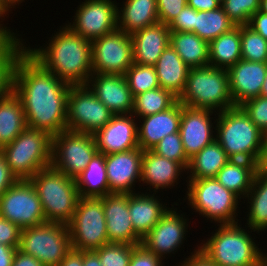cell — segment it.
Segmentation results:
<instances>
[{"label": "cell", "mask_w": 267, "mask_h": 266, "mask_svg": "<svg viewBox=\"0 0 267 266\" xmlns=\"http://www.w3.org/2000/svg\"><path fill=\"white\" fill-rule=\"evenodd\" d=\"M70 85L46 70L26 50L14 66L13 92L23 104L27 127L52 137L67 130Z\"/></svg>", "instance_id": "6da1fadb"}, {"label": "cell", "mask_w": 267, "mask_h": 266, "mask_svg": "<svg viewBox=\"0 0 267 266\" xmlns=\"http://www.w3.org/2000/svg\"><path fill=\"white\" fill-rule=\"evenodd\" d=\"M48 43L45 48L41 46L31 49L25 46V50L66 84L86 85L93 74L91 41L64 25L49 38Z\"/></svg>", "instance_id": "7a4b0ae2"}, {"label": "cell", "mask_w": 267, "mask_h": 266, "mask_svg": "<svg viewBox=\"0 0 267 266\" xmlns=\"http://www.w3.org/2000/svg\"><path fill=\"white\" fill-rule=\"evenodd\" d=\"M215 140L233 160H246L260 167L266 151V136L240 106L217 115Z\"/></svg>", "instance_id": "3957f363"}, {"label": "cell", "mask_w": 267, "mask_h": 266, "mask_svg": "<svg viewBox=\"0 0 267 266\" xmlns=\"http://www.w3.org/2000/svg\"><path fill=\"white\" fill-rule=\"evenodd\" d=\"M238 224H218V230L197 247L215 266H261L263 251L248 234L255 231Z\"/></svg>", "instance_id": "277c9868"}, {"label": "cell", "mask_w": 267, "mask_h": 266, "mask_svg": "<svg viewBox=\"0 0 267 266\" xmlns=\"http://www.w3.org/2000/svg\"><path fill=\"white\" fill-rule=\"evenodd\" d=\"M178 101L185 106L222 112L235 107L227 69L212 66L190 68Z\"/></svg>", "instance_id": "5b68a950"}, {"label": "cell", "mask_w": 267, "mask_h": 266, "mask_svg": "<svg viewBox=\"0 0 267 266\" xmlns=\"http://www.w3.org/2000/svg\"><path fill=\"white\" fill-rule=\"evenodd\" d=\"M36 189L46 222L68 224L80 198L75 179L51 166L29 179Z\"/></svg>", "instance_id": "8992f818"}, {"label": "cell", "mask_w": 267, "mask_h": 266, "mask_svg": "<svg viewBox=\"0 0 267 266\" xmlns=\"http://www.w3.org/2000/svg\"><path fill=\"white\" fill-rule=\"evenodd\" d=\"M52 139L47 132L26 127L2 147L1 152L17 180H29L38 171L51 166Z\"/></svg>", "instance_id": "52a82bcc"}, {"label": "cell", "mask_w": 267, "mask_h": 266, "mask_svg": "<svg viewBox=\"0 0 267 266\" xmlns=\"http://www.w3.org/2000/svg\"><path fill=\"white\" fill-rule=\"evenodd\" d=\"M188 205L210 222L223 224L238 223L237 208L240 198L221 185L216 178L186 180ZM212 219V220H211ZM237 220V221H235Z\"/></svg>", "instance_id": "ba28073f"}, {"label": "cell", "mask_w": 267, "mask_h": 266, "mask_svg": "<svg viewBox=\"0 0 267 266\" xmlns=\"http://www.w3.org/2000/svg\"><path fill=\"white\" fill-rule=\"evenodd\" d=\"M18 249L45 266H57L72 249L68 226L46 222L23 228Z\"/></svg>", "instance_id": "9c48e42d"}, {"label": "cell", "mask_w": 267, "mask_h": 266, "mask_svg": "<svg viewBox=\"0 0 267 266\" xmlns=\"http://www.w3.org/2000/svg\"><path fill=\"white\" fill-rule=\"evenodd\" d=\"M67 226L71 247L74 250L94 251L108 244L103 197H80L74 215Z\"/></svg>", "instance_id": "30bf717a"}, {"label": "cell", "mask_w": 267, "mask_h": 266, "mask_svg": "<svg viewBox=\"0 0 267 266\" xmlns=\"http://www.w3.org/2000/svg\"><path fill=\"white\" fill-rule=\"evenodd\" d=\"M97 152L93 134L65 130L53 136L51 167L75 179Z\"/></svg>", "instance_id": "8fae6325"}, {"label": "cell", "mask_w": 267, "mask_h": 266, "mask_svg": "<svg viewBox=\"0 0 267 266\" xmlns=\"http://www.w3.org/2000/svg\"><path fill=\"white\" fill-rule=\"evenodd\" d=\"M113 116L87 84L70 87L67 98V130L94 134Z\"/></svg>", "instance_id": "7c38bea8"}, {"label": "cell", "mask_w": 267, "mask_h": 266, "mask_svg": "<svg viewBox=\"0 0 267 266\" xmlns=\"http://www.w3.org/2000/svg\"><path fill=\"white\" fill-rule=\"evenodd\" d=\"M0 216L21 229L46 223L40 198L30 180H17L0 196Z\"/></svg>", "instance_id": "4fadbf2b"}, {"label": "cell", "mask_w": 267, "mask_h": 266, "mask_svg": "<svg viewBox=\"0 0 267 266\" xmlns=\"http://www.w3.org/2000/svg\"><path fill=\"white\" fill-rule=\"evenodd\" d=\"M91 44L93 73L124 75L134 63L131 36L122 30L96 38Z\"/></svg>", "instance_id": "5bb4252c"}, {"label": "cell", "mask_w": 267, "mask_h": 266, "mask_svg": "<svg viewBox=\"0 0 267 266\" xmlns=\"http://www.w3.org/2000/svg\"><path fill=\"white\" fill-rule=\"evenodd\" d=\"M117 5L112 0H85L73 16L74 22L65 25L72 32L93 41L118 29Z\"/></svg>", "instance_id": "9a60e30c"}, {"label": "cell", "mask_w": 267, "mask_h": 266, "mask_svg": "<svg viewBox=\"0 0 267 266\" xmlns=\"http://www.w3.org/2000/svg\"><path fill=\"white\" fill-rule=\"evenodd\" d=\"M188 218L169 208L160 221L142 238L141 244L150 252L164 259L177 252L186 240ZM176 250V251H175Z\"/></svg>", "instance_id": "2e32d148"}, {"label": "cell", "mask_w": 267, "mask_h": 266, "mask_svg": "<svg viewBox=\"0 0 267 266\" xmlns=\"http://www.w3.org/2000/svg\"><path fill=\"white\" fill-rule=\"evenodd\" d=\"M213 113L215 116L218 115L213 110L182 105L179 132L188 159L215 140L213 134L216 133L213 129H216V127L213 124L216 123H212L211 120H214V118L210 117Z\"/></svg>", "instance_id": "e0dca14e"}, {"label": "cell", "mask_w": 267, "mask_h": 266, "mask_svg": "<svg viewBox=\"0 0 267 266\" xmlns=\"http://www.w3.org/2000/svg\"><path fill=\"white\" fill-rule=\"evenodd\" d=\"M143 150L135 148L126 152L105 155L109 194L134 193L135 183L141 180ZM138 180V181H137Z\"/></svg>", "instance_id": "ac0fdd59"}, {"label": "cell", "mask_w": 267, "mask_h": 266, "mask_svg": "<svg viewBox=\"0 0 267 266\" xmlns=\"http://www.w3.org/2000/svg\"><path fill=\"white\" fill-rule=\"evenodd\" d=\"M133 114L114 115L93 136L98 152L104 155L139 148L137 122Z\"/></svg>", "instance_id": "d6986e66"}, {"label": "cell", "mask_w": 267, "mask_h": 266, "mask_svg": "<svg viewBox=\"0 0 267 266\" xmlns=\"http://www.w3.org/2000/svg\"><path fill=\"white\" fill-rule=\"evenodd\" d=\"M87 85L114 115L132 114L134 97L124 75L93 73Z\"/></svg>", "instance_id": "ffe728a7"}, {"label": "cell", "mask_w": 267, "mask_h": 266, "mask_svg": "<svg viewBox=\"0 0 267 266\" xmlns=\"http://www.w3.org/2000/svg\"><path fill=\"white\" fill-rule=\"evenodd\" d=\"M109 243L140 245L142 238L134 231L128 208V194L110 193L103 197Z\"/></svg>", "instance_id": "44dd1931"}, {"label": "cell", "mask_w": 267, "mask_h": 266, "mask_svg": "<svg viewBox=\"0 0 267 266\" xmlns=\"http://www.w3.org/2000/svg\"><path fill=\"white\" fill-rule=\"evenodd\" d=\"M267 62L239 60L227 69L230 92L235 106L260 96L265 81Z\"/></svg>", "instance_id": "7402d4cb"}, {"label": "cell", "mask_w": 267, "mask_h": 266, "mask_svg": "<svg viewBox=\"0 0 267 266\" xmlns=\"http://www.w3.org/2000/svg\"><path fill=\"white\" fill-rule=\"evenodd\" d=\"M182 104L177 101L172 107L162 112L141 117L137 127L138 144L142 150H152L166 135L179 132Z\"/></svg>", "instance_id": "603a6c76"}, {"label": "cell", "mask_w": 267, "mask_h": 266, "mask_svg": "<svg viewBox=\"0 0 267 266\" xmlns=\"http://www.w3.org/2000/svg\"><path fill=\"white\" fill-rule=\"evenodd\" d=\"M170 32L168 25L158 22L130 35L134 63L154 66L170 44Z\"/></svg>", "instance_id": "cb8c5ba5"}, {"label": "cell", "mask_w": 267, "mask_h": 266, "mask_svg": "<svg viewBox=\"0 0 267 266\" xmlns=\"http://www.w3.org/2000/svg\"><path fill=\"white\" fill-rule=\"evenodd\" d=\"M186 169L179 163L157 155L152 150H143L141 180L156 194L159 189H166L178 184L179 175ZM182 172V173H181Z\"/></svg>", "instance_id": "d4e9b609"}, {"label": "cell", "mask_w": 267, "mask_h": 266, "mask_svg": "<svg viewBox=\"0 0 267 266\" xmlns=\"http://www.w3.org/2000/svg\"><path fill=\"white\" fill-rule=\"evenodd\" d=\"M158 197V198H157ZM155 193L134 192L128 194V208L134 231L143 238L161 219L170 207L162 203ZM164 204V205H163Z\"/></svg>", "instance_id": "484cf974"}, {"label": "cell", "mask_w": 267, "mask_h": 266, "mask_svg": "<svg viewBox=\"0 0 267 266\" xmlns=\"http://www.w3.org/2000/svg\"><path fill=\"white\" fill-rule=\"evenodd\" d=\"M154 67L160 88L172 92L179 98L185 89L190 67L170 45L164 49Z\"/></svg>", "instance_id": "4316f807"}, {"label": "cell", "mask_w": 267, "mask_h": 266, "mask_svg": "<svg viewBox=\"0 0 267 266\" xmlns=\"http://www.w3.org/2000/svg\"><path fill=\"white\" fill-rule=\"evenodd\" d=\"M118 8V29L129 35L159 22L156 0H126Z\"/></svg>", "instance_id": "83f0119b"}, {"label": "cell", "mask_w": 267, "mask_h": 266, "mask_svg": "<svg viewBox=\"0 0 267 266\" xmlns=\"http://www.w3.org/2000/svg\"><path fill=\"white\" fill-rule=\"evenodd\" d=\"M260 169L257 163L230 159L215 177L226 189L244 199L252 187L255 174ZM242 197V198H241Z\"/></svg>", "instance_id": "f1b7e54d"}, {"label": "cell", "mask_w": 267, "mask_h": 266, "mask_svg": "<svg viewBox=\"0 0 267 266\" xmlns=\"http://www.w3.org/2000/svg\"><path fill=\"white\" fill-rule=\"evenodd\" d=\"M81 198H101L109 194L105 155L97 152L87 167L75 178Z\"/></svg>", "instance_id": "f546056e"}, {"label": "cell", "mask_w": 267, "mask_h": 266, "mask_svg": "<svg viewBox=\"0 0 267 266\" xmlns=\"http://www.w3.org/2000/svg\"><path fill=\"white\" fill-rule=\"evenodd\" d=\"M190 68L209 66V43L193 32H170L169 44Z\"/></svg>", "instance_id": "4dcf8cb0"}, {"label": "cell", "mask_w": 267, "mask_h": 266, "mask_svg": "<svg viewBox=\"0 0 267 266\" xmlns=\"http://www.w3.org/2000/svg\"><path fill=\"white\" fill-rule=\"evenodd\" d=\"M221 145L214 140L189 159L187 180L215 178L218 171L229 161ZM189 171V172H188Z\"/></svg>", "instance_id": "1f68e13d"}, {"label": "cell", "mask_w": 267, "mask_h": 266, "mask_svg": "<svg viewBox=\"0 0 267 266\" xmlns=\"http://www.w3.org/2000/svg\"><path fill=\"white\" fill-rule=\"evenodd\" d=\"M26 127L23 104L12 90L0 99V144L11 143Z\"/></svg>", "instance_id": "d6a6232c"}, {"label": "cell", "mask_w": 267, "mask_h": 266, "mask_svg": "<svg viewBox=\"0 0 267 266\" xmlns=\"http://www.w3.org/2000/svg\"><path fill=\"white\" fill-rule=\"evenodd\" d=\"M241 59V26L209 43V66L228 69Z\"/></svg>", "instance_id": "836d02e7"}, {"label": "cell", "mask_w": 267, "mask_h": 266, "mask_svg": "<svg viewBox=\"0 0 267 266\" xmlns=\"http://www.w3.org/2000/svg\"><path fill=\"white\" fill-rule=\"evenodd\" d=\"M248 199L249 210L247 224L258 234L267 229V174L260 168L255 174L253 184L245 200ZM250 200V201H249Z\"/></svg>", "instance_id": "e575fe53"}, {"label": "cell", "mask_w": 267, "mask_h": 266, "mask_svg": "<svg viewBox=\"0 0 267 266\" xmlns=\"http://www.w3.org/2000/svg\"><path fill=\"white\" fill-rule=\"evenodd\" d=\"M235 27L236 25L229 19L222 6L214 10H195L193 33L208 43Z\"/></svg>", "instance_id": "d590c367"}, {"label": "cell", "mask_w": 267, "mask_h": 266, "mask_svg": "<svg viewBox=\"0 0 267 266\" xmlns=\"http://www.w3.org/2000/svg\"><path fill=\"white\" fill-rule=\"evenodd\" d=\"M177 101L178 97L172 92L159 87L136 95L132 114L137 120L167 110Z\"/></svg>", "instance_id": "8d00e7d4"}, {"label": "cell", "mask_w": 267, "mask_h": 266, "mask_svg": "<svg viewBox=\"0 0 267 266\" xmlns=\"http://www.w3.org/2000/svg\"><path fill=\"white\" fill-rule=\"evenodd\" d=\"M124 76L133 97L160 87L154 66L133 63Z\"/></svg>", "instance_id": "74e56055"}, {"label": "cell", "mask_w": 267, "mask_h": 266, "mask_svg": "<svg viewBox=\"0 0 267 266\" xmlns=\"http://www.w3.org/2000/svg\"><path fill=\"white\" fill-rule=\"evenodd\" d=\"M24 40L18 38L0 56V99L6 97L13 90L14 66L19 55L25 50Z\"/></svg>", "instance_id": "f35d334b"}, {"label": "cell", "mask_w": 267, "mask_h": 266, "mask_svg": "<svg viewBox=\"0 0 267 266\" xmlns=\"http://www.w3.org/2000/svg\"><path fill=\"white\" fill-rule=\"evenodd\" d=\"M241 58L246 61L267 62V40L248 25L241 26Z\"/></svg>", "instance_id": "ab89813d"}, {"label": "cell", "mask_w": 267, "mask_h": 266, "mask_svg": "<svg viewBox=\"0 0 267 266\" xmlns=\"http://www.w3.org/2000/svg\"><path fill=\"white\" fill-rule=\"evenodd\" d=\"M137 245L108 243L94 250L102 266H129L132 251Z\"/></svg>", "instance_id": "60d3db41"}, {"label": "cell", "mask_w": 267, "mask_h": 266, "mask_svg": "<svg viewBox=\"0 0 267 266\" xmlns=\"http://www.w3.org/2000/svg\"><path fill=\"white\" fill-rule=\"evenodd\" d=\"M221 6L236 26H243L259 11L260 0H223Z\"/></svg>", "instance_id": "b9f144b4"}, {"label": "cell", "mask_w": 267, "mask_h": 266, "mask_svg": "<svg viewBox=\"0 0 267 266\" xmlns=\"http://www.w3.org/2000/svg\"><path fill=\"white\" fill-rule=\"evenodd\" d=\"M157 155L179 162L185 169L189 164V159L185 153L180 132L166 135L152 149Z\"/></svg>", "instance_id": "7bdbcfd3"}, {"label": "cell", "mask_w": 267, "mask_h": 266, "mask_svg": "<svg viewBox=\"0 0 267 266\" xmlns=\"http://www.w3.org/2000/svg\"><path fill=\"white\" fill-rule=\"evenodd\" d=\"M240 107L256 127L267 136V98L258 96L245 101Z\"/></svg>", "instance_id": "ee69618b"}, {"label": "cell", "mask_w": 267, "mask_h": 266, "mask_svg": "<svg viewBox=\"0 0 267 266\" xmlns=\"http://www.w3.org/2000/svg\"><path fill=\"white\" fill-rule=\"evenodd\" d=\"M159 22L169 25L177 17L187 0H156Z\"/></svg>", "instance_id": "f6af8a7d"}, {"label": "cell", "mask_w": 267, "mask_h": 266, "mask_svg": "<svg viewBox=\"0 0 267 266\" xmlns=\"http://www.w3.org/2000/svg\"><path fill=\"white\" fill-rule=\"evenodd\" d=\"M21 228L0 216V244L19 248Z\"/></svg>", "instance_id": "bcb514c9"}, {"label": "cell", "mask_w": 267, "mask_h": 266, "mask_svg": "<svg viewBox=\"0 0 267 266\" xmlns=\"http://www.w3.org/2000/svg\"><path fill=\"white\" fill-rule=\"evenodd\" d=\"M194 25L195 9L187 4L177 15V17L170 22L168 28L170 31L193 32Z\"/></svg>", "instance_id": "7dc6e473"}, {"label": "cell", "mask_w": 267, "mask_h": 266, "mask_svg": "<svg viewBox=\"0 0 267 266\" xmlns=\"http://www.w3.org/2000/svg\"><path fill=\"white\" fill-rule=\"evenodd\" d=\"M162 260L140 244L133 249L129 266H163Z\"/></svg>", "instance_id": "c3c4849f"}, {"label": "cell", "mask_w": 267, "mask_h": 266, "mask_svg": "<svg viewBox=\"0 0 267 266\" xmlns=\"http://www.w3.org/2000/svg\"><path fill=\"white\" fill-rule=\"evenodd\" d=\"M16 181L17 178L11 173L4 155L0 152V196Z\"/></svg>", "instance_id": "681fc988"}, {"label": "cell", "mask_w": 267, "mask_h": 266, "mask_svg": "<svg viewBox=\"0 0 267 266\" xmlns=\"http://www.w3.org/2000/svg\"><path fill=\"white\" fill-rule=\"evenodd\" d=\"M248 26L267 40V14L257 11L252 15Z\"/></svg>", "instance_id": "f907efd6"}, {"label": "cell", "mask_w": 267, "mask_h": 266, "mask_svg": "<svg viewBox=\"0 0 267 266\" xmlns=\"http://www.w3.org/2000/svg\"><path fill=\"white\" fill-rule=\"evenodd\" d=\"M191 256L177 264V266H215L199 249H194ZM181 264V265H180Z\"/></svg>", "instance_id": "816d5d0a"}, {"label": "cell", "mask_w": 267, "mask_h": 266, "mask_svg": "<svg viewBox=\"0 0 267 266\" xmlns=\"http://www.w3.org/2000/svg\"><path fill=\"white\" fill-rule=\"evenodd\" d=\"M3 21H0V23ZM17 33H14L8 27H4L3 24H0V56L18 39L16 36Z\"/></svg>", "instance_id": "f5cc1de1"}, {"label": "cell", "mask_w": 267, "mask_h": 266, "mask_svg": "<svg viewBox=\"0 0 267 266\" xmlns=\"http://www.w3.org/2000/svg\"><path fill=\"white\" fill-rule=\"evenodd\" d=\"M12 266H45L35 257L25 254L19 249L16 250Z\"/></svg>", "instance_id": "db71d44e"}, {"label": "cell", "mask_w": 267, "mask_h": 266, "mask_svg": "<svg viewBox=\"0 0 267 266\" xmlns=\"http://www.w3.org/2000/svg\"><path fill=\"white\" fill-rule=\"evenodd\" d=\"M57 266H83V251L71 249Z\"/></svg>", "instance_id": "11a10c76"}, {"label": "cell", "mask_w": 267, "mask_h": 266, "mask_svg": "<svg viewBox=\"0 0 267 266\" xmlns=\"http://www.w3.org/2000/svg\"><path fill=\"white\" fill-rule=\"evenodd\" d=\"M187 4L197 11L214 10L221 6L217 0H187Z\"/></svg>", "instance_id": "9f6ffc18"}, {"label": "cell", "mask_w": 267, "mask_h": 266, "mask_svg": "<svg viewBox=\"0 0 267 266\" xmlns=\"http://www.w3.org/2000/svg\"><path fill=\"white\" fill-rule=\"evenodd\" d=\"M18 248L0 244V266H12Z\"/></svg>", "instance_id": "6f0895ef"}, {"label": "cell", "mask_w": 267, "mask_h": 266, "mask_svg": "<svg viewBox=\"0 0 267 266\" xmlns=\"http://www.w3.org/2000/svg\"><path fill=\"white\" fill-rule=\"evenodd\" d=\"M83 266H102L95 251H83Z\"/></svg>", "instance_id": "680465c9"}, {"label": "cell", "mask_w": 267, "mask_h": 266, "mask_svg": "<svg viewBox=\"0 0 267 266\" xmlns=\"http://www.w3.org/2000/svg\"><path fill=\"white\" fill-rule=\"evenodd\" d=\"M22 1L24 2V0H0V9L5 15H8L11 11L10 8H16V5L19 6Z\"/></svg>", "instance_id": "91938a15"}, {"label": "cell", "mask_w": 267, "mask_h": 266, "mask_svg": "<svg viewBox=\"0 0 267 266\" xmlns=\"http://www.w3.org/2000/svg\"><path fill=\"white\" fill-rule=\"evenodd\" d=\"M260 96L267 98V70H266L265 81L263 82L262 90L260 92Z\"/></svg>", "instance_id": "94428289"}, {"label": "cell", "mask_w": 267, "mask_h": 266, "mask_svg": "<svg viewBox=\"0 0 267 266\" xmlns=\"http://www.w3.org/2000/svg\"><path fill=\"white\" fill-rule=\"evenodd\" d=\"M259 11L267 14V0H260Z\"/></svg>", "instance_id": "6125c7cd"}, {"label": "cell", "mask_w": 267, "mask_h": 266, "mask_svg": "<svg viewBox=\"0 0 267 266\" xmlns=\"http://www.w3.org/2000/svg\"><path fill=\"white\" fill-rule=\"evenodd\" d=\"M260 168L267 174V152H265L264 160Z\"/></svg>", "instance_id": "be15d7a7"}, {"label": "cell", "mask_w": 267, "mask_h": 266, "mask_svg": "<svg viewBox=\"0 0 267 266\" xmlns=\"http://www.w3.org/2000/svg\"><path fill=\"white\" fill-rule=\"evenodd\" d=\"M261 266H267V253H262L261 256Z\"/></svg>", "instance_id": "e7e4bbea"}, {"label": "cell", "mask_w": 267, "mask_h": 266, "mask_svg": "<svg viewBox=\"0 0 267 266\" xmlns=\"http://www.w3.org/2000/svg\"><path fill=\"white\" fill-rule=\"evenodd\" d=\"M5 14L1 11V9H0V19L2 20L3 18H5ZM3 17V18H2Z\"/></svg>", "instance_id": "03108f58"}, {"label": "cell", "mask_w": 267, "mask_h": 266, "mask_svg": "<svg viewBox=\"0 0 267 266\" xmlns=\"http://www.w3.org/2000/svg\"><path fill=\"white\" fill-rule=\"evenodd\" d=\"M265 152H267V136H266V151Z\"/></svg>", "instance_id": "003e7915"}, {"label": "cell", "mask_w": 267, "mask_h": 266, "mask_svg": "<svg viewBox=\"0 0 267 266\" xmlns=\"http://www.w3.org/2000/svg\"><path fill=\"white\" fill-rule=\"evenodd\" d=\"M220 4H222L223 0H217Z\"/></svg>", "instance_id": "a7ac6f4b"}]
</instances>
